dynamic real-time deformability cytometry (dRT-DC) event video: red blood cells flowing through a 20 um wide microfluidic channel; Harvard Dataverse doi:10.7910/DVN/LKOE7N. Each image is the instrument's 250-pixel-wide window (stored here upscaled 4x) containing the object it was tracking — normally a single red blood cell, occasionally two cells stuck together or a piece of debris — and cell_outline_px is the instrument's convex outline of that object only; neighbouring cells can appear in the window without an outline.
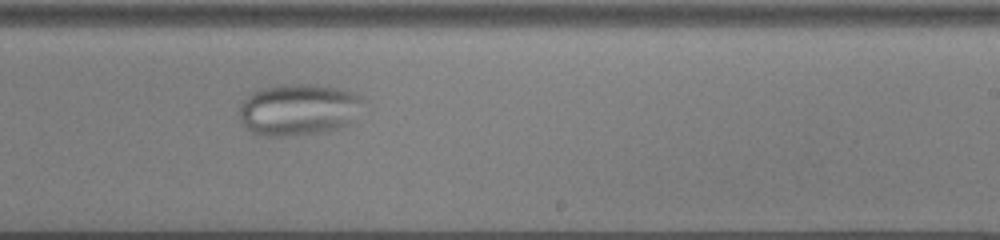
{"species": "common noctule bat (a hibernating species)", "species_latin": "Nyctalus noctula", "temperature_condition": "cold", "stored_images_in_passage": 36, "camera_frame_rate_fps": 3000, "um_per_image_px": 0.085, "animal": {"sex": "male", "body_mass_g": 13.0, "forearm_length_mm": 53.1}, "frame": {"image": 1, "passage_image": 21, "time_ms": 6.667, "image_size_px": [1000, 240], "cell_outline_px": [[364, 96], [348, 124], [340, 128], [328, 132], [292, 136], [256, 136], [244, 124], [240, 116], [240, 104], [252, 92], [260, 88], [284, 84], [316, 84], [356, 92]], "centroid_in_image_um": [25.34, 9.32], "position_along_channel_um": 263.7, "area_um2": 37.34}}